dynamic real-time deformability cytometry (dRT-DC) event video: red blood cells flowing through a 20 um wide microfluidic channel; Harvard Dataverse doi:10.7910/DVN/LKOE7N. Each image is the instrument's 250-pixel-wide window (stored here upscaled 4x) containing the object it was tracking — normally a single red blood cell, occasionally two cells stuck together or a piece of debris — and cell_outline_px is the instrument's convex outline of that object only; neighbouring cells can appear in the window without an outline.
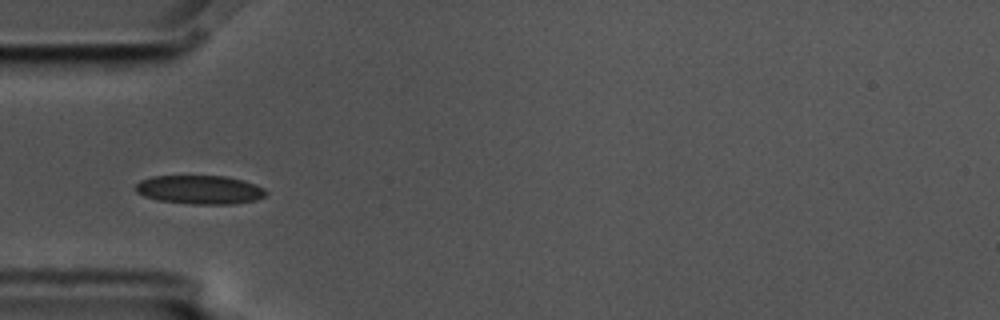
{"species": "common noctule bat (a hibernating species)", "species_latin": "Nyctalus noctula", "temperature_condition": "cold", "stored_images_in_passage": 13, "camera_frame_rate_fps": 3000, "um_per_image_px": 0.085, "animal": {"sex": "male", "body_mass_g": 17.5, "forearm_length_mm": 52.3}, "frame": {"image": 1, "passage_image": 3, "time_ms": 0.667, "image_size_px": [1000, 320], "cell_outline_px": [[268, 192], [264, 196], [256, 200], [232, 204], [192, 204], [156, 200], [144, 196], [136, 192], [136, 184], [140, 180], [152, 176], [224, 176], [244, 180], [264, 188]], "centroid_in_image_um": [16.97, 16.13], "position_along_channel_um": 68.0, "area_um2": 21.91}}
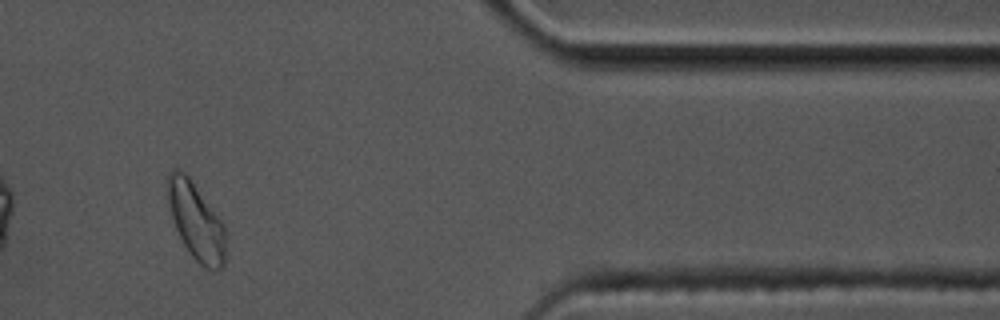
{"frame": {"image": 2, "passage_image": 11, "time_ms": 3.333, "image_size_px": [1000, 320], "cell_outline_px": [[228, 236], [224, 264], [216, 272], [212, 272], [204, 268], [192, 256], [184, 244], [176, 228], [164, 192], [164, 180], [168, 172], [176, 168], [184, 172], [188, 176], [224, 224], [228, 232]], "centroid_in_image_um": [16.66, 18.8], "position_along_channel_um": 394.7, "area_um2": 26.82}}